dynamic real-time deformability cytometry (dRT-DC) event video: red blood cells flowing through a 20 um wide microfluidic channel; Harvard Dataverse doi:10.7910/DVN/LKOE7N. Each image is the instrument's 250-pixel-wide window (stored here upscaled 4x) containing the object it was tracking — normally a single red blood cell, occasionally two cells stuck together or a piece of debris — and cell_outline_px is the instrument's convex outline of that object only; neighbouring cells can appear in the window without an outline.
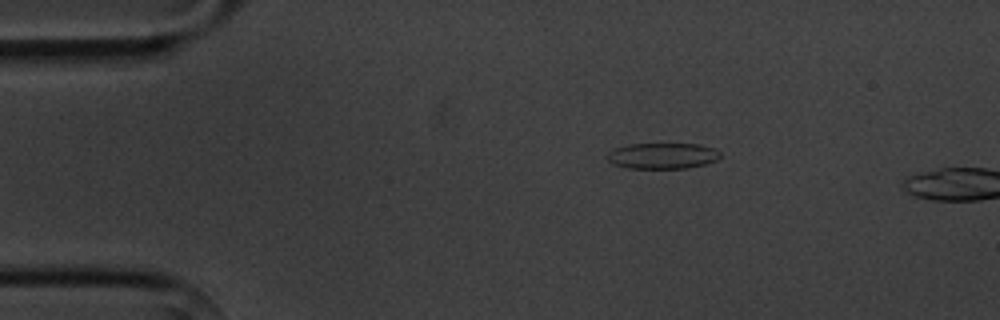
{"species": "common noctule bat (a hibernating species)", "species_latin": "Nyctalus noctula", "temperature_condition": "cold", "stored_images_in_passage": 3, "camera_frame_rate_fps": 3000, "um_per_image_px": 0.085, "animal": {"sex": "male", "body_mass_g": 20.1, "forearm_length_mm": 53.5}, "frame": {"image": 1, "passage_image": 2, "time_ms": 1.333, "image_size_px": [1000, 320], "cell_outline_px": [[720, 156], [716, 160], [704, 164], [688, 168], [628, 168], [612, 164], [604, 156], [608, 152], [616, 148], [628, 144], [696, 144], [712, 148], [720, 152]], "centroid_in_image_um": [56.26, 13.25], "position_along_channel_um": 28.7, "area_um2": 16.99}}